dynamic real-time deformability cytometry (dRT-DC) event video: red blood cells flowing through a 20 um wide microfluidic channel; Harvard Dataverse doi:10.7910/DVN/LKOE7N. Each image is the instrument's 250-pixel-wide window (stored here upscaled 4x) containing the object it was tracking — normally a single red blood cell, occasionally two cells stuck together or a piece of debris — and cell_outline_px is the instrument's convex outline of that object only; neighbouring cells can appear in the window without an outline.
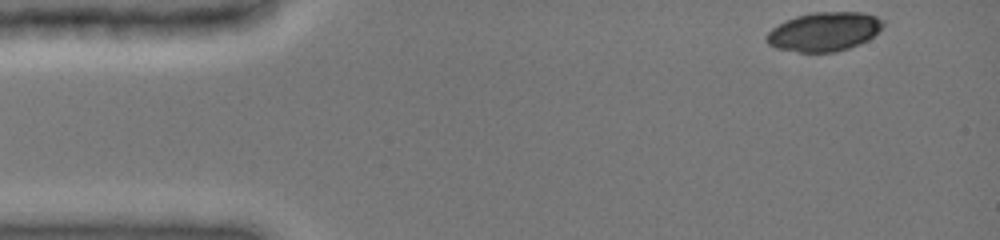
{"species": "common noctule bat (a hibernating species)", "species_latin": "Nyctalus noctula", "temperature_condition": "cold", "stored_images_in_passage": 34, "camera_frame_rate_fps": 3000, "um_per_image_px": 0.085, "animal": {"sex": "female", "body_mass_g": 19.0, "forearm_length_mm": 51.5}, "frame": {"image": 1, "passage_image": 1, "time_ms": 0.0, "image_size_px": [1000, 240], "cell_outline_px": [[884, 24], [868, 40], [860, 44], [836, 52], [800, 52], [776, 48], [768, 44], [764, 40], [768, 32], [772, 28], [796, 16], [812, 12], [864, 12], [876, 16], [884, 20]], "centroid_in_image_um": [70.05, 2.69], "position_along_channel_um": 15.0, "area_um2": 26.41}}
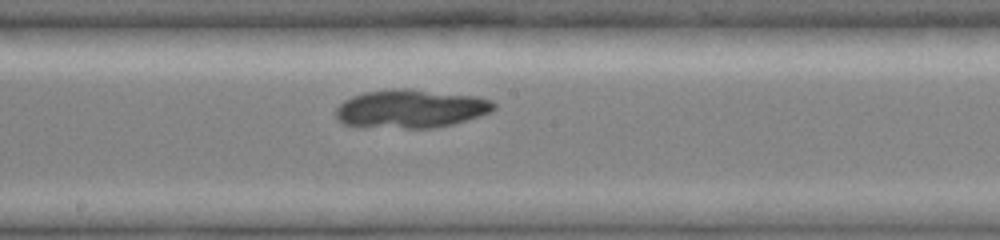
{"frame": {"image": 2, "passage_image": 19, "time_ms": 7.333, "image_size_px": [1000, 240], "cell_outline_px": [[496, 108], [492, 112], [480, 116], [452, 124], [432, 128], [360, 128], [344, 124], [336, 120], [336, 108], [344, 100], [352, 96], [364, 92], [400, 88], [408, 88], [476, 96], [492, 100], [496, 104]], "centroid_in_image_um": [34.89, 9.26], "position_along_channel_um": 213.3, "area_um2": 35.95}}
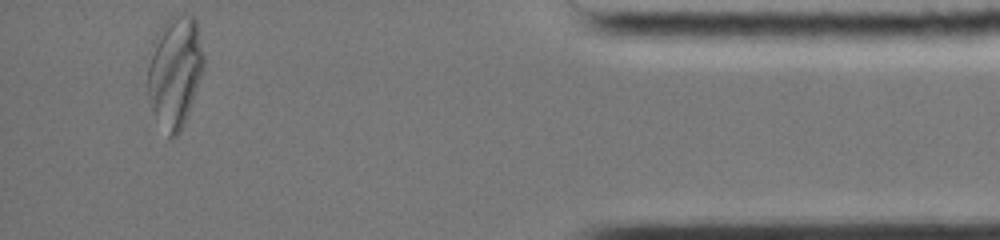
{"frame": {"image": 3, "passage_image": 34, "time_ms": 13.667, "image_size_px": [1000, 240], "cell_outline_px": [[204, 68], [184, 124], [180, 132], [176, 136], [168, 140], [148, 100], [148, 64], [152, 40], [156, 32], [168, 16], [176, 12], [180, 12], [192, 16], [196, 20], [204, 56]], "centroid_in_image_um": [14.85, 6.04], "position_along_channel_um": 420.4, "area_um2": 37.05}}